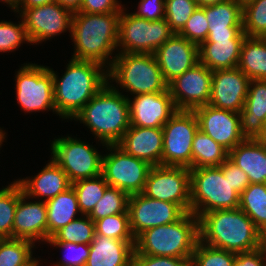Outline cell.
I'll list each match as a JSON object with an SVG mask.
<instances>
[{"mask_svg": "<svg viewBox=\"0 0 266 266\" xmlns=\"http://www.w3.org/2000/svg\"><path fill=\"white\" fill-rule=\"evenodd\" d=\"M199 241L234 253L250 252L266 244V237L239 207L210 211L199 217Z\"/></svg>", "mask_w": 266, "mask_h": 266, "instance_id": "6da1fadb", "label": "cell"}, {"mask_svg": "<svg viewBox=\"0 0 266 266\" xmlns=\"http://www.w3.org/2000/svg\"><path fill=\"white\" fill-rule=\"evenodd\" d=\"M120 14L73 13L70 33L74 43L72 58L97 62L109 69L115 59L112 54L120 50L117 47Z\"/></svg>", "mask_w": 266, "mask_h": 266, "instance_id": "7a4b0ae2", "label": "cell"}, {"mask_svg": "<svg viewBox=\"0 0 266 266\" xmlns=\"http://www.w3.org/2000/svg\"><path fill=\"white\" fill-rule=\"evenodd\" d=\"M54 103L60 118L73 119L109 81L108 69L97 62L71 58L60 78L53 68Z\"/></svg>", "mask_w": 266, "mask_h": 266, "instance_id": "3957f363", "label": "cell"}, {"mask_svg": "<svg viewBox=\"0 0 266 266\" xmlns=\"http://www.w3.org/2000/svg\"><path fill=\"white\" fill-rule=\"evenodd\" d=\"M72 120L89 128L102 146L116 145L130 127L128 95L108 81Z\"/></svg>", "mask_w": 266, "mask_h": 266, "instance_id": "277c9868", "label": "cell"}, {"mask_svg": "<svg viewBox=\"0 0 266 266\" xmlns=\"http://www.w3.org/2000/svg\"><path fill=\"white\" fill-rule=\"evenodd\" d=\"M199 241V218L186 212L179 220L146 229L135 238L134 254L192 259Z\"/></svg>", "mask_w": 266, "mask_h": 266, "instance_id": "5b68a950", "label": "cell"}, {"mask_svg": "<svg viewBox=\"0 0 266 266\" xmlns=\"http://www.w3.org/2000/svg\"><path fill=\"white\" fill-rule=\"evenodd\" d=\"M109 83L114 82L133 96L160 93L168 89L154 54L118 53L108 69Z\"/></svg>", "mask_w": 266, "mask_h": 266, "instance_id": "8992f818", "label": "cell"}, {"mask_svg": "<svg viewBox=\"0 0 266 266\" xmlns=\"http://www.w3.org/2000/svg\"><path fill=\"white\" fill-rule=\"evenodd\" d=\"M239 197L219 166L190 169L191 212L198 218L210 211L238 208Z\"/></svg>", "mask_w": 266, "mask_h": 266, "instance_id": "52a82bcc", "label": "cell"}, {"mask_svg": "<svg viewBox=\"0 0 266 266\" xmlns=\"http://www.w3.org/2000/svg\"><path fill=\"white\" fill-rule=\"evenodd\" d=\"M124 11L125 8L119 20V53L154 54L175 33L165 18L149 21Z\"/></svg>", "mask_w": 266, "mask_h": 266, "instance_id": "ba28073f", "label": "cell"}, {"mask_svg": "<svg viewBox=\"0 0 266 266\" xmlns=\"http://www.w3.org/2000/svg\"><path fill=\"white\" fill-rule=\"evenodd\" d=\"M51 159L67 174L71 183L100 176L103 155L84 141L71 136L54 138Z\"/></svg>", "mask_w": 266, "mask_h": 266, "instance_id": "9c48e42d", "label": "cell"}, {"mask_svg": "<svg viewBox=\"0 0 266 266\" xmlns=\"http://www.w3.org/2000/svg\"><path fill=\"white\" fill-rule=\"evenodd\" d=\"M162 166L192 169V143L199 122L193 110H177L163 125Z\"/></svg>", "mask_w": 266, "mask_h": 266, "instance_id": "30bf717a", "label": "cell"}, {"mask_svg": "<svg viewBox=\"0 0 266 266\" xmlns=\"http://www.w3.org/2000/svg\"><path fill=\"white\" fill-rule=\"evenodd\" d=\"M15 76L16 99L23 111L52 110L56 113L53 76L48 66L26 63Z\"/></svg>", "mask_w": 266, "mask_h": 266, "instance_id": "8fae6325", "label": "cell"}, {"mask_svg": "<svg viewBox=\"0 0 266 266\" xmlns=\"http://www.w3.org/2000/svg\"><path fill=\"white\" fill-rule=\"evenodd\" d=\"M105 147L110 152L103 154L101 175L107 184L129 195L142 193L152 166L144 160L125 153L117 145Z\"/></svg>", "mask_w": 266, "mask_h": 266, "instance_id": "7c38bea8", "label": "cell"}, {"mask_svg": "<svg viewBox=\"0 0 266 266\" xmlns=\"http://www.w3.org/2000/svg\"><path fill=\"white\" fill-rule=\"evenodd\" d=\"M142 193L153 199L178 204L185 212H191L190 169L152 166Z\"/></svg>", "mask_w": 266, "mask_h": 266, "instance_id": "4fadbf2b", "label": "cell"}, {"mask_svg": "<svg viewBox=\"0 0 266 266\" xmlns=\"http://www.w3.org/2000/svg\"><path fill=\"white\" fill-rule=\"evenodd\" d=\"M17 12L32 45L64 34L67 30L71 33L73 13L56 1L32 8H18Z\"/></svg>", "mask_w": 266, "mask_h": 266, "instance_id": "5bb4252c", "label": "cell"}, {"mask_svg": "<svg viewBox=\"0 0 266 266\" xmlns=\"http://www.w3.org/2000/svg\"><path fill=\"white\" fill-rule=\"evenodd\" d=\"M128 213L130 229L136 238L146 229L179 220L186 212L178 204L136 193L129 197Z\"/></svg>", "mask_w": 266, "mask_h": 266, "instance_id": "9a60e30c", "label": "cell"}, {"mask_svg": "<svg viewBox=\"0 0 266 266\" xmlns=\"http://www.w3.org/2000/svg\"><path fill=\"white\" fill-rule=\"evenodd\" d=\"M212 71L201 62L177 76L168 84L177 110H194L209 103Z\"/></svg>", "mask_w": 266, "mask_h": 266, "instance_id": "2e32d148", "label": "cell"}, {"mask_svg": "<svg viewBox=\"0 0 266 266\" xmlns=\"http://www.w3.org/2000/svg\"><path fill=\"white\" fill-rule=\"evenodd\" d=\"M193 111L197 116L199 129L228 152L246 139L241 131L239 113L209 104L199 106Z\"/></svg>", "mask_w": 266, "mask_h": 266, "instance_id": "e0dca14e", "label": "cell"}, {"mask_svg": "<svg viewBox=\"0 0 266 266\" xmlns=\"http://www.w3.org/2000/svg\"><path fill=\"white\" fill-rule=\"evenodd\" d=\"M250 79L238 68L212 71L209 105L239 113L244 108Z\"/></svg>", "mask_w": 266, "mask_h": 266, "instance_id": "ac0fdd59", "label": "cell"}, {"mask_svg": "<svg viewBox=\"0 0 266 266\" xmlns=\"http://www.w3.org/2000/svg\"><path fill=\"white\" fill-rule=\"evenodd\" d=\"M129 101L130 125L162 128L177 111L169 89L160 93H146L134 96Z\"/></svg>", "mask_w": 266, "mask_h": 266, "instance_id": "d6986e66", "label": "cell"}, {"mask_svg": "<svg viewBox=\"0 0 266 266\" xmlns=\"http://www.w3.org/2000/svg\"><path fill=\"white\" fill-rule=\"evenodd\" d=\"M154 55L167 84L199 62L198 45L178 33L165 41Z\"/></svg>", "mask_w": 266, "mask_h": 266, "instance_id": "ffe728a7", "label": "cell"}, {"mask_svg": "<svg viewBox=\"0 0 266 266\" xmlns=\"http://www.w3.org/2000/svg\"><path fill=\"white\" fill-rule=\"evenodd\" d=\"M20 185V198L15 209L13 238L47 242V207L46 201H26Z\"/></svg>", "mask_w": 266, "mask_h": 266, "instance_id": "44dd1931", "label": "cell"}, {"mask_svg": "<svg viewBox=\"0 0 266 266\" xmlns=\"http://www.w3.org/2000/svg\"><path fill=\"white\" fill-rule=\"evenodd\" d=\"M125 153L148 162L151 166L162 165V128L131 126L116 144Z\"/></svg>", "mask_w": 266, "mask_h": 266, "instance_id": "7402d4cb", "label": "cell"}, {"mask_svg": "<svg viewBox=\"0 0 266 266\" xmlns=\"http://www.w3.org/2000/svg\"><path fill=\"white\" fill-rule=\"evenodd\" d=\"M31 178L16 180L29 199L41 198V201H47L72 186L67 174L52 159L36 176Z\"/></svg>", "mask_w": 266, "mask_h": 266, "instance_id": "603a6c76", "label": "cell"}, {"mask_svg": "<svg viewBox=\"0 0 266 266\" xmlns=\"http://www.w3.org/2000/svg\"><path fill=\"white\" fill-rule=\"evenodd\" d=\"M135 240H116L95 233L86 266H133Z\"/></svg>", "mask_w": 266, "mask_h": 266, "instance_id": "cb8c5ba5", "label": "cell"}, {"mask_svg": "<svg viewBox=\"0 0 266 266\" xmlns=\"http://www.w3.org/2000/svg\"><path fill=\"white\" fill-rule=\"evenodd\" d=\"M228 158L247 174L250 184H266V143L246 138L229 152Z\"/></svg>", "mask_w": 266, "mask_h": 266, "instance_id": "d4e9b609", "label": "cell"}, {"mask_svg": "<svg viewBox=\"0 0 266 266\" xmlns=\"http://www.w3.org/2000/svg\"><path fill=\"white\" fill-rule=\"evenodd\" d=\"M239 114L243 135L257 139L266 119V80H250L244 108Z\"/></svg>", "mask_w": 266, "mask_h": 266, "instance_id": "484cf974", "label": "cell"}, {"mask_svg": "<svg viewBox=\"0 0 266 266\" xmlns=\"http://www.w3.org/2000/svg\"><path fill=\"white\" fill-rule=\"evenodd\" d=\"M244 39H206L198 46L199 62L211 71L237 67Z\"/></svg>", "mask_w": 266, "mask_h": 266, "instance_id": "4316f807", "label": "cell"}, {"mask_svg": "<svg viewBox=\"0 0 266 266\" xmlns=\"http://www.w3.org/2000/svg\"><path fill=\"white\" fill-rule=\"evenodd\" d=\"M47 207V240L59 229L76 219L81 213L76 193L71 186L56 197L46 201Z\"/></svg>", "mask_w": 266, "mask_h": 266, "instance_id": "83f0119b", "label": "cell"}, {"mask_svg": "<svg viewBox=\"0 0 266 266\" xmlns=\"http://www.w3.org/2000/svg\"><path fill=\"white\" fill-rule=\"evenodd\" d=\"M237 67L250 80H266V40L246 36Z\"/></svg>", "mask_w": 266, "mask_h": 266, "instance_id": "f1b7e54d", "label": "cell"}, {"mask_svg": "<svg viewBox=\"0 0 266 266\" xmlns=\"http://www.w3.org/2000/svg\"><path fill=\"white\" fill-rule=\"evenodd\" d=\"M229 152L200 129L192 143V169L220 166L228 159Z\"/></svg>", "mask_w": 266, "mask_h": 266, "instance_id": "f546056e", "label": "cell"}, {"mask_svg": "<svg viewBox=\"0 0 266 266\" xmlns=\"http://www.w3.org/2000/svg\"><path fill=\"white\" fill-rule=\"evenodd\" d=\"M239 208L266 237V184H250L240 194Z\"/></svg>", "mask_w": 266, "mask_h": 266, "instance_id": "4dcf8cb0", "label": "cell"}, {"mask_svg": "<svg viewBox=\"0 0 266 266\" xmlns=\"http://www.w3.org/2000/svg\"><path fill=\"white\" fill-rule=\"evenodd\" d=\"M208 21V31L227 30V27H242L243 9L235 0L201 7Z\"/></svg>", "mask_w": 266, "mask_h": 266, "instance_id": "1f68e13d", "label": "cell"}, {"mask_svg": "<svg viewBox=\"0 0 266 266\" xmlns=\"http://www.w3.org/2000/svg\"><path fill=\"white\" fill-rule=\"evenodd\" d=\"M34 243L25 239L0 238V266H29L34 258Z\"/></svg>", "mask_w": 266, "mask_h": 266, "instance_id": "d6a6232c", "label": "cell"}, {"mask_svg": "<svg viewBox=\"0 0 266 266\" xmlns=\"http://www.w3.org/2000/svg\"><path fill=\"white\" fill-rule=\"evenodd\" d=\"M81 215H89L109 187L102 175L72 183Z\"/></svg>", "mask_w": 266, "mask_h": 266, "instance_id": "836d02e7", "label": "cell"}, {"mask_svg": "<svg viewBox=\"0 0 266 266\" xmlns=\"http://www.w3.org/2000/svg\"><path fill=\"white\" fill-rule=\"evenodd\" d=\"M95 222L88 215H81L59 229L47 242L90 244L95 236Z\"/></svg>", "mask_w": 266, "mask_h": 266, "instance_id": "e575fe53", "label": "cell"}, {"mask_svg": "<svg viewBox=\"0 0 266 266\" xmlns=\"http://www.w3.org/2000/svg\"><path fill=\"white\" fill-rule=\"evenodd\" d=\"M11 183L0 189V238H13V222L20 198V184L16 180Z\"/></svg>", "mask_w": 266, "mask_h": 266, "instance_id": "d590c367", "label": "cell"}, {"mask_svg": "<svg viewBox=\"0 0 266 266\" xmlns=\"http://www.w3.org/2000/svg\"><path fill=\"white\" fill-rule=\"evenodd\" d=\"M129 197L127 192L109 186L88 216L95 222L106 216L128 213Z\"/></svg>", "mask_w": 266, "mask_h": 266, "instance_id": "8d00e7d4", "label": "cell"}, {"mask_svg": "<svg viewBox=\"0 0 266 266\" xmlns=\"http://www.w3.org/2000/svg\"><path fill=\"white\" fill-rule=\"evenodd\" d=\"M242 29L247 37L266 36V0H255L243 8Z\"/></svg>", "mask_w": 266, "mask_h": 266, "instance_id": "74e56055", "label": "cell"}, {"mask_svg": "<svg viewBox=\"0 0 266 266\" xmlns=\"http://www.w3.org/2000/svg\"><path fill=\"white\" fill-rule=\"evenodd\" d=\"M95 231L98 235L116 240H135L129 221V213L106 216L95 221Z\"/></svg>", "mask_w": 266, "mask_h": 266, "instance_id": "f35d334b", "label": "cell"}, {"mask_svg": "<svg viewBox=\"0 0 266 266\" xmlns=\"http://www.w3.org/2000/svg\"><path fill=\"white\" fill-rule=\"evenodd\" d=\"M235 256L234 252L213 248L198 241L191 266H234Z\"/></svg>", "mask_w": 266, "mask_h": 266, "instance_id": "ab89813d", "label": "cell"}, {"mask_svg": "<svg viewBox=\"0 0 266 266\" xmlns=\"http://www.w3.org/2000/svg\"><path fill=\"white\" fill-rule=\"evenodd\" d=\"M197 7L196 0H165V20L178 33Z\"/></svg>", "mask_w": 266, "mask_h": 266, "instance_id": "60d3db41", "label": "cell"}, {"mask_svg": "<svg viewBox=\"0 0 266 266\" xmlns=\"http://www.w3.org/2000/svg\"><path fill=\"white\" fill-rule=\"evenodd\" d=\"M18 24L9 21L0 22V52H12L19 48L23 42H30L23 20L20 18Z\"/></svg>", "mask_w": 266, "mask_h": 266, "instance_id": "b9f144b4", "label": "cell"}, {"mask_svg": "<svg viewBox=\"0 0 266 266\" xmlns=\"http://www.w3.org/2000/svg\"><path fill=\"white\" fill-rule=\"evenodd\" d=\"M208 24L205 11L197 7L178 34L199 46L207 39Z\"/></svg>", "mask_w": 266, "mask_h": 266, "instance_id": "7bdbcfd3", "label": "cell"}, {"mask_svg": "<svg viewBox=\"0 0 266 266\" xmlns=\"http://www.w3.org/2000/svg\"><path fill=\"white\" fill-rule=\"evenodd\" d=\"M52 245L53 247L62 248L67 253L64 255V259L60 260L58 263L54 264V266H86L89 253L90 246L89 244L83 243H71V242H46Z\"/></svg>", "mask_w": 266, "mask_h": 266, "instance_id": "ee69618b", "label": "cell"}, {"mask_svg": "<svg viewBox=\"0 0 266 266\" xmlns=\"http://www.w3.org/2000/svg\"><path fill=\"white\" fill-rule=\"evenodd\" d=\"M224 177H228L229 182L239 195L250 185L247 174L236 166L229 158L220 166Z\"/></svg>", "mask_w": 266, "mask_h": 266, "instance_id": "f6af8a7d", "label": "cell"}, {"mask_svg": "<svg viewBox=\"0 0 266 266\" xmlns=\"http://www.w3.org/2000/svg\"><path fill=\"white\" fill-rule=\"evenodd\" d=\"M133 266H191V259L134 254Z\"/></svg>", "mask_w": 266, "mask_h": 266, "instance_id": "bcb514c9", "label": "cell"}, {"mask_svg": "<svg viewBox=\"0 0 266 266\" xmlns=\"http://www.w3.org/2000/svg\"><path fill=\"white\" fill-rule=\"evenodd\" d=\"M138 11L133 12L137 17L149 21H156L165 18V0H140Z\"/></svg>", "mask_w": 266, "mask_h": 266, "instance_id": "7dc6e473", "label": "cell"}, {"mask_svg": "<svg viewBox=\"0 0 266 266\" xmlns=\"http://www.w3.org/2000/svg\"><path fill=\"white\" fill-rule=\"evenodd\" d=\"M124 5L117 0H82V5L78 12L91 14H107L121 12Z\"/></svg>", "mask_w": 266, "mask_h": 266, "instance_id": "c3c4849f", "label": "cell"}, {"mask_svg": "<svg viewBox=\"0 0 266 266\" xmlns=\"http://www.w3.org/2000/svg\"><path fill=\"white\" fill-rule=\"evenodd\" d=\"M234 266H266V244L250 252L236 253Z\"/></svg>", "mask_w": 266, "mask_h": 266, "instance_id": "681fc988", "label": "cell"}, {"mask_svg": "<svg viewBox=\"0 0 266 266\" xmlns=\"http://www.w3.org/2000/svg\"><path fill=\"white\" fill-rule=\"evenodd\" d=\"M246 38L242 27H227V30L208 31L207 39Z\"/></svg>", "mask_w": 266, "mask_h": 266, "instance_id": "f907efd6", "label": "cell"}, {"mask_svg": "<svg viewBox=\"0 0 266 266\" xmlns=\"http://www.w3.org/2000/svg\"><path fill=\"white\" fill-rule=\"evenodd\" d=\"M64 8L70 10L72 13L78 12L82 5V0H55Z\"/></svg>", "mask_w": 266, "mask_h": 266, "instance_id": "816d5d0a", "label": "cell"}, {"mask_svg": "<svg viewBox=\"0 0 266 266\" xmlns=\"http://www.w3.org/2000/svg\"><path fill=\"white\" fill-rule=\"evenodd\" d=\"M55 2V0H21L19 8H32Z\"/></svg>", "mask_w": 266, "mask_h": 266, "instance_id": "f5cc1de1", "label": "cell"}, {"mask_svg": "<svg viewBox=\"0 0 266 266\" xmlns=\"http://www.w3.org/2000/svg\"><path fill=\"white\" fill-rule=\"evenodd\" d=\"M227 0H196L198 7L215 5L221 2H225Z\"/></svg>", "mask_w": 266, "mask_h": 266, "instance_id": "db71d44e", "label": "cell"}, {"mask_svg": "<svg viewBox=\"0 0 266 266\" xmlns=\"http://www.w3.org/2000/svg\"><path fill=\"white\" fill-rule=\"evenodd\" d=\"M1 2L6 3L7 5H9V7L11 8V10H14V12H16L20 6V1L21 0H0Z\"/></svg>", "mask_w": 266, "mask_h": 266, "instance_id": "11a10c76", "label": "cell"}, {"mask_svg": "<svg viewBox=\"0 0 266 266\" xmlns=\"http://www.w3.org/2000/svg\"><path fill=\"white\" fill-rule=\"evenodd\" d=\"M257 139H259L260 141L266 143V119H265V121L263 123V132Z\"/></svg>", "mask_w": 266, "mask_h": 266, "instance_id": "9f6ffc18", "label": "cell"}, {"mask_svg": "<svg viewBox=\"0 0 266 266\" xmlns=\"http://www.w3.org/2000/svg\"><path fill=\"white\" fill-rule=\"evenodd\" d=\"M239 6L243 9L244 7H246L248 4L253 3L255 0H235Z\"/></svg>", "mask_w": 266, "mask_h": 266, "instance_id": "6f0895ef", "label": "cell"}, {"mask_svg": "<svg viewBox=\"0 0 266 266\" xmlns=\"http://www.w3.org/2000/svg\"><path fill=\"white\" fill-rule=\"evenodd\" d=\"M6 132H4L2 129H1V127H0V148H1V146H2V144H3V142H4V139H6Z\"/></svg>", "mask_w": 266, "mask_h": 266, "instance_id": "680465c9", "label": "cell"}, {"mask_svg": "<svg viewBox=\"0 0 266 266\" xmlns=\"http://www.w3.org/2000/svg\"><path fill=\"white\" fill-rule=\"evenodd\" d=\"M40 259H35L29 266H39L40 264Z\"/></svg>", "mask_w": 266, "mask_h": 266, "instance_id": "91938a15", "label": "cell"}]
</instances>
